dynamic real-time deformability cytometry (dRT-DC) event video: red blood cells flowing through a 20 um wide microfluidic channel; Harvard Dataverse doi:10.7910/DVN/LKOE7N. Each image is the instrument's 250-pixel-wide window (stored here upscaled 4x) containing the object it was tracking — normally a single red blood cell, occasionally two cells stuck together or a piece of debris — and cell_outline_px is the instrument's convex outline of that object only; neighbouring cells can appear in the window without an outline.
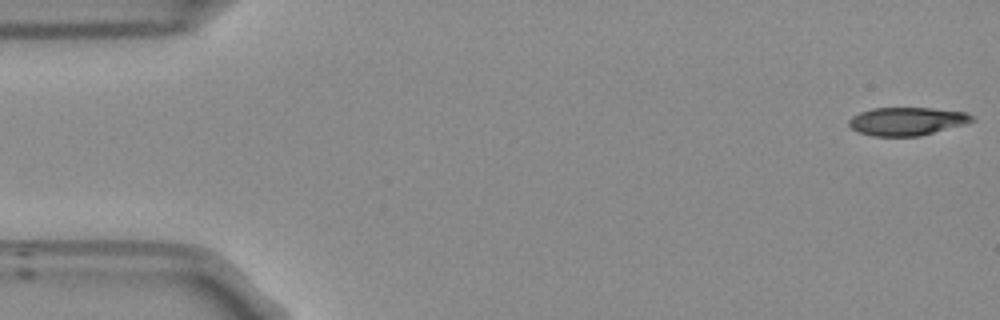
{"species": "Egyptian fruit bat (a non-hibernating species)", "species_latin": "Rousettus aegyptiacus", "temperature_condition": "room temperature", "stored_images_in_passage": 53, "camera_frame_rate_fps": 3000, "um_per_image_px": 0.085, "frame": {"image": 1, "passage_image": 1, "time_ms": 0.0, "image_size_px": [1000, 320], "cell_outline_px": [[976, 120], [968, 124], [920, 136], [872, 136], [856, 132], [848, 124], [848, 120], [852, 116], [860, 112], [872, 108], [932, 108], [968, 112]], "centroid_in_image_um": [77.12, 10.31], "position_along_channel_um": 7.9, "area_um2": 20.52}}
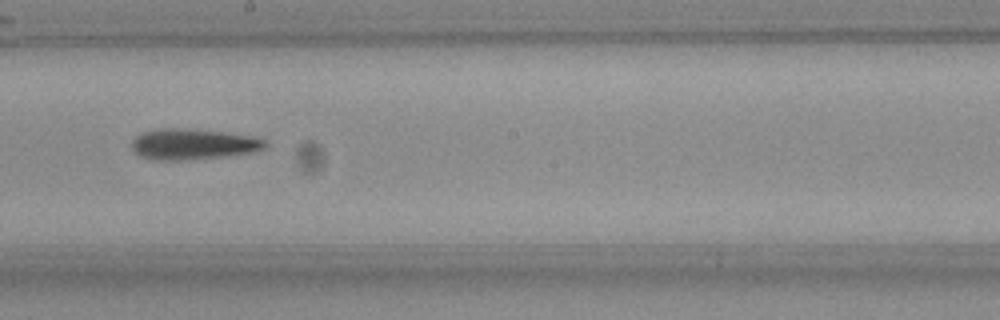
{"frame": {"image": 2, "passage_image": 29, "time_ms": 9.333, "image_size_px": [1000, 320], "cell_outline_px": [[268, 144], [264, 148], [252, 152], [224, 156], [176, 160], [156, 160], [140, 156], [132, 148], [132, 140], [140, 132], [160, 128], [184, 128], [224, 132], [252, 136], [264, 140]], "centroid_in_image_um": [16.38, 12.24], "position_along_channel_um": 231.8, "area_um2": 23.76}}
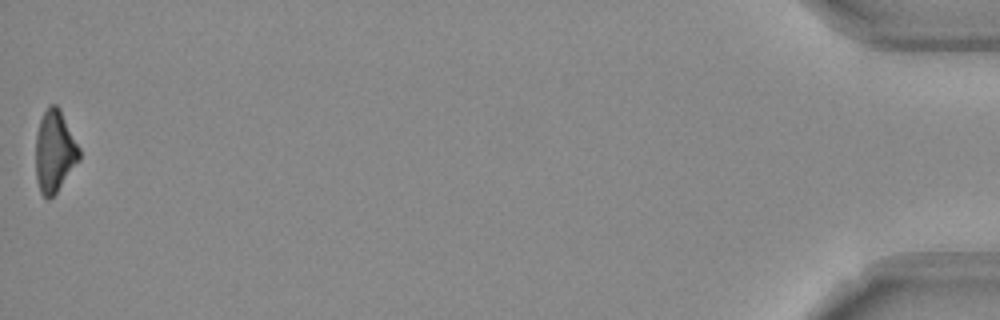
{"frame": {"image": 3, "passage_image": 53, "time_ms": 17.333, "image_size_px": [1000, 320], "cell_outline_px": [[80, 160], [56, 192], [48, 200], [40, 192], [36, 180], [36, 132], [40, 120], [48, 104], [56, 104], [60, 108], [80, 148]], "centroid_in_image_um": [4.64, 12.84], "position_along_channel_um": 430.6, "area_um2": 20.87}, "authors_computed_cell_mechanics": {"area_um2": 22.1374, "velocity_mm_per_s": 3.7759, "shape_relaxation_time_tau1_ms": 7.6339, "shape_relaxation_time_tau2_ms": 4.3666, "deformation_change_tau1": 0.2203, "deformation_change_tau2": 0.1796}}